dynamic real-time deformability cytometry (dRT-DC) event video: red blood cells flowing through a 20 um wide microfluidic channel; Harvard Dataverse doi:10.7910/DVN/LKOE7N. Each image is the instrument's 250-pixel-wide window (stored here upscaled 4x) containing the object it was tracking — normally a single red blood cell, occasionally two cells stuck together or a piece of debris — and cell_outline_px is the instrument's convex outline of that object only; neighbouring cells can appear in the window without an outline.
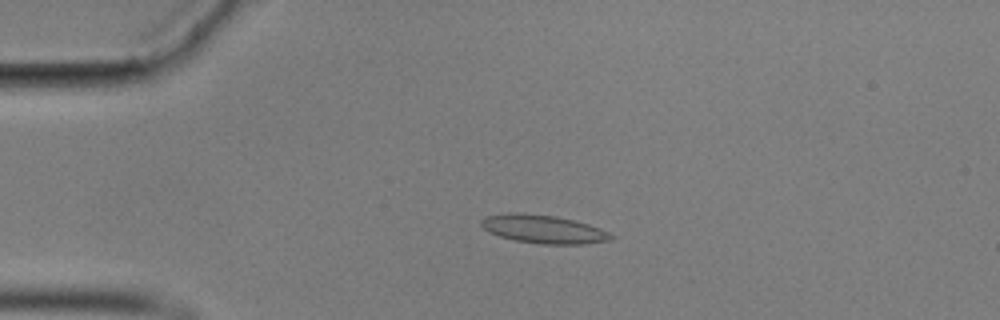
{"species": "common noctule bat (a hibernating species)", "species_latin": "Nyctalus noctula", "temperature_condition": "cold", "stored_images_in_passage": 57, "camera_frame_rate_fps": 3000, "um_per_image_px": 0.085, "animal": {"sex": "male", "body_mass_g": 17.9}, "frame": {"image": 1, "passage_image": 13, "time_ms": 4.0, "image_size_px": [1000, 320], "cell_outline_px": [[616, 236], [612, 240], [580, 244], [544, 244], [516, 240], [500, 236], [488, 232], [480, 224], [480, 220], [484, 216], [516, 212], [520, 212], [552, 216], [572, 220], [588, 224], [600, 228]], "centroid_in_image_um": [46.18, 19.47], "position_along_channel_um": 38.8, "area_um2": 21.27}}
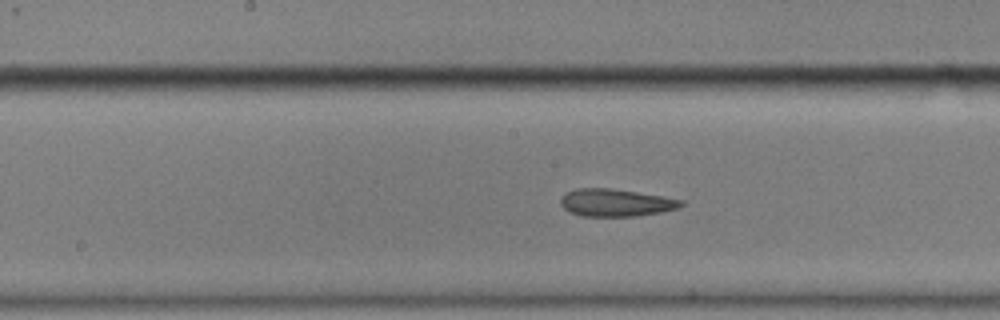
{"frame": {"image": 2, "passage_image": 29, "time_ms": 9.333, "image_size_px": [1000, 320], "cell_outline_px": [[684, 204], [680, 208], [660, 212], [636, 216], [580, 216], [568, 212], [560, 204], [560, 196], [564, 192], [576, 188], [612, 188], [684, 200]], "centroid_in_image_um": [52.29, 17.22], "position_along_channel_um": 195.9, "area_um2": 19.48}}
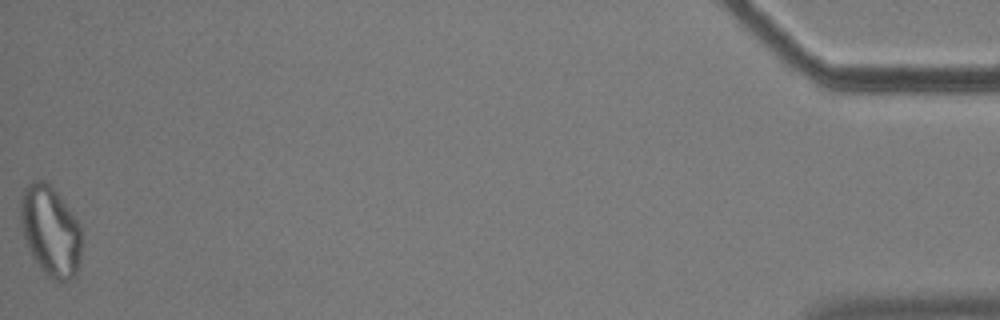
{"frame": {"image": 3, "passage_image": 57, "time_ms": 18.667, "image_size_px": [1000, 320], "cell_outline_px": [[80, 264], [76, 276], [72, 280], [52, 280], [40, 268], [32, 256], [28, 248], [20, 224], [20, 196], [24, 188], [32, 180], [44, 180], [60, 196], [80, 224]], "centroid_in_image_um": [4.27, 19.64], "position_along_channel_um": 430.9, "area_um2": 32.25}, "authors_computed_cell_mechanics": {"area_um2": 20.808, "velocity_mm_per_s": 3.5188, "shape_relaxation_time_tau1_ms": null, "shape_relaxation_time_tau2_ms": 2.9619, "deformation_change_tau1": null, "deformation_change_tau2": 0.1067}}